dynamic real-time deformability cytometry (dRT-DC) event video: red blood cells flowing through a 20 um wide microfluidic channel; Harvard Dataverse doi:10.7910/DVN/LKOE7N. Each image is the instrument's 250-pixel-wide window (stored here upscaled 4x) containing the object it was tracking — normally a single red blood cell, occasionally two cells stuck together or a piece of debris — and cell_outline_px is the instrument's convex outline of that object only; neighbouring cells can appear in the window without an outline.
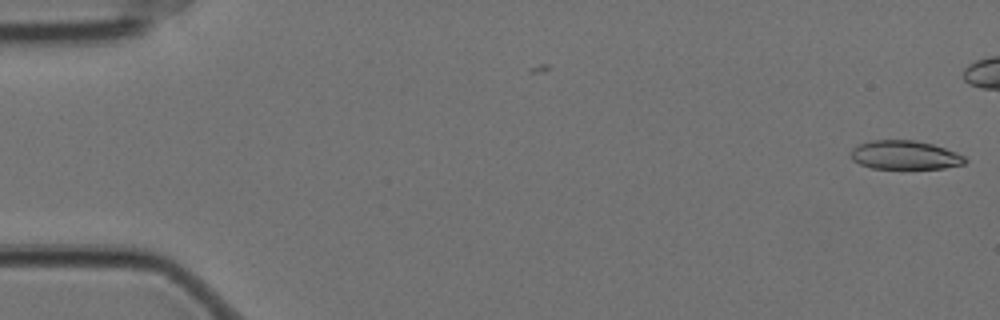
{"species": "Egyptian fruit bat (a non-hibernating species)", "species_latin": "Rousettus aegyptiacus", "temperature_condition": "cold", "stored_images_in_passage": 5, "camera_frame_rate_fps": 3000, "um_per_image_px": 0.085, "animal": {"sex": "female"}, "frame": {"image": 1, "passage_image": 5, "time_ms": 1.333, "image_size_px": [1000, 320], "cell_outline_px": [[968, 160], [964, 164], [944, 168], [872, 168], [860, 164], [852, 160], [852, 148], [860, 144], [872, 140], [916, 140], [932, 144], [956, 152], [964, 156]], "centroid_in_image_um": [76.93, 13.17], "position_along_channel_um": 8.1, "area_um2": 19.02}}